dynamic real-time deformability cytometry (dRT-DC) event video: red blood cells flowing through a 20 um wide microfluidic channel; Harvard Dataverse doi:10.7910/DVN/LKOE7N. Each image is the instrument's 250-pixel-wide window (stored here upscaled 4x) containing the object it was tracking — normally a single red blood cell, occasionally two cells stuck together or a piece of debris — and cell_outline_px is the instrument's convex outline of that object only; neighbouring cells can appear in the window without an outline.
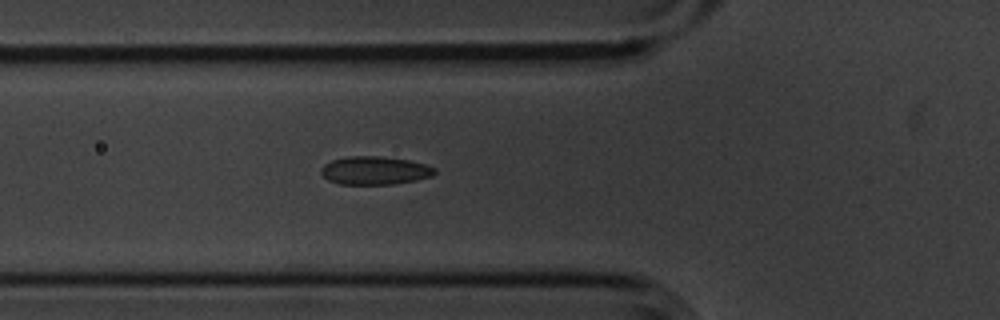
{"species": "common noctule bat (a hibernating species)", "species_latin": "Nyctalus noctula", "temperature_condition": "cold", "stored_images_in_passage": 2, "camera_frame_rate_fps": 3000, "um_per_image_px": 0.085, "animal": {"sex": "male", "body_mass_g": 20.1, "forearm_length_mm": 53.5}, "frame": {"image": 1, "passage_image": 2, "time_ms": 0.333, "image_size_px": [1000, 320], "cell_outline_px": [[436, 172], [432, 176], [416, 180], [392, 184], [340, 184], [328, 180], [320, 172], [320, 168], [324, 164], [332, 160], [348, 156], [380, 156], [408, 160], [424, 164], [436, 168]], "centroid_in_image_um": [31.84, 14.49], "position_along_channel_um": 94.0, "area_um2": 18.67}}